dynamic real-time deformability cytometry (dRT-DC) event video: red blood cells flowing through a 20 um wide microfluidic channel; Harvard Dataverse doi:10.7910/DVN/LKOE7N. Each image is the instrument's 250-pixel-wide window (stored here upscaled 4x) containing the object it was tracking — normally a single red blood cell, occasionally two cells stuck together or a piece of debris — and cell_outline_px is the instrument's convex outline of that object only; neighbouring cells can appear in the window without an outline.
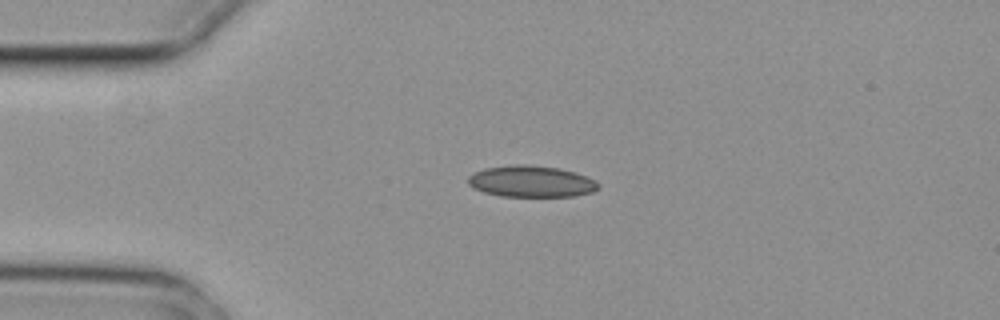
{"species": "common noctule bat (a hibernating species)", "species_latin": "Nyctalus noctula", "temperature_condition": "cold", "stored_images_in_passage": 5, "camera_frame_rate_fps": 3000, "um_per_image_px": 0.085, "animal": {"sex": "female", "body_mass_g": 29.2, "forearm_length_mm": 56.3}, "frame": {"image": 1, "passage_image": 4, "time_ms": 1.0, "image_size_px": [1000, 320], "cell_outline_px": [[600, 188], [592, 192], [576, 196], [500, 196], [484, 192], [472, 188], [468, 184], [468, 176], [472, 172], [484, 168], [516, 164], [528, 164], [560, 168], [576, 172], [596, 180], [600, 184]], "centroid_in_image_um": [45.16, 15.41], "position_along_channel_um": 39.8, "area_um2": 24.22}}